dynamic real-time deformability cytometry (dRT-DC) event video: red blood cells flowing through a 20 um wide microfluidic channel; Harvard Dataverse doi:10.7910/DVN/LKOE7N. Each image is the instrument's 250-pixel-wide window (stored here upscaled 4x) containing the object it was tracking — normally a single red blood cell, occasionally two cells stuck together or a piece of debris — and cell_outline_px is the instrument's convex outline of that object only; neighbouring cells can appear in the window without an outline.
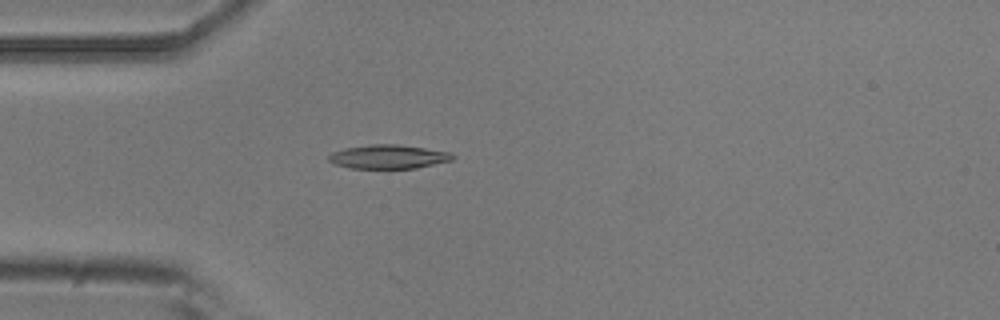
{"species": "common noctule bat (a hibernating species)", "species_latin": "Nyctalus noctula", "temperature_condition": "room temperature", "stored_images_in_passage": 3, "camera_frame_rate_fps": 3000, "um_per_image_px": 0.085, "animal": {"sex": "male", "body_mass_g": 20.5, "forearm_length_mm": 52.5}, "frame": {"image": 1, "passage_image": 3, "time_ms": 0.667, "image_size_px": [1000, 320], "cell_outline_px": [[456, 156], [452, 160], [416, 168], [348, 168], [332, 164], [328, 160], [328, 156], [332, 152], [344, 148], [368, 144], [396, 144], [452, 152]], "centroid_in_image_um": [32.98, 13.32], "position_along_channel_um": 52.0, "area_um2": 17.4}}